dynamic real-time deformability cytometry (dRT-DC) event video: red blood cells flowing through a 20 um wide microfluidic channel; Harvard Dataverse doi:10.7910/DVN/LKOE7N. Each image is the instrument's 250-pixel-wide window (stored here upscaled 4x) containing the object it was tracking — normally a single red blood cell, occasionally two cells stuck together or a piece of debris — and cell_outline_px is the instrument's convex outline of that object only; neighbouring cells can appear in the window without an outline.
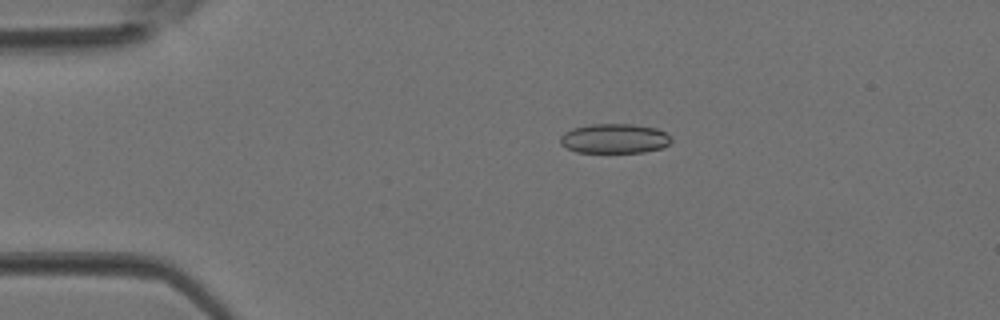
{"species": "Egyptian fruit bat (a non-hibernating species)", "species_latin": "Rousettus aegyptiacus", "temperature_condition": "room temperature", "stored_images_in_passage": 5, "camera_frame_rate_fps": 3000, "um_per_image_px": 0.085, "animal": {"sex": "female"}, "frame": {"image": 1, "passage_image": 3, "time_ms": 0.667, "image_size_px": [1000, 320], "cell_outline_px": [[672, 140], [664, 148], [644, 152], [576, 152], [560, 144], [560, 136], [564, 132], [572, 128], [592, 124], [632, 124], [656, 128], [672, 136]], "centroid_in_image_um": [52.24, 11.77], "position_along_channel_um": 32.8, "area_um2": 19.25}}
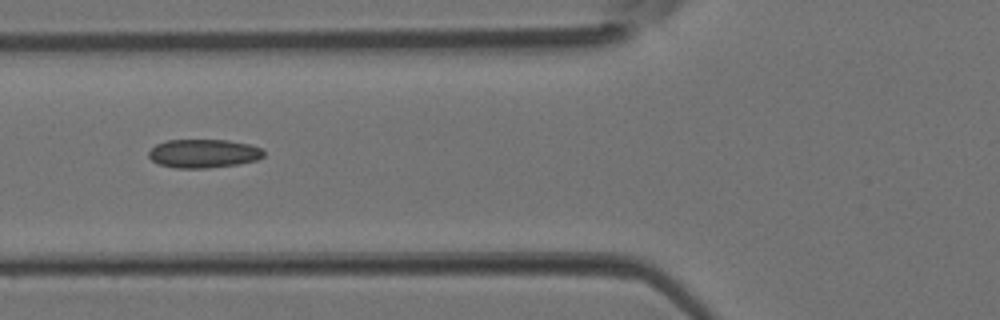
{"frame": {"image": 2, "passage_image": 5, "time_ms": 1.333, "image_size_px": [1000, 320], "cell_outline_px": [[264, 156], [256, 160], [240, 164], [204, 168], [176, 168], [160, 164], [152, 160], [148, 156], [148, 152], [156, 144], [168, 140], [228, 140], [248, 144], [260, 148], [264, 152]], "centroid_in_image_um": [17.3, 13.05], "position_along_channel_um": 108.5, "area_um2": 19.07}}